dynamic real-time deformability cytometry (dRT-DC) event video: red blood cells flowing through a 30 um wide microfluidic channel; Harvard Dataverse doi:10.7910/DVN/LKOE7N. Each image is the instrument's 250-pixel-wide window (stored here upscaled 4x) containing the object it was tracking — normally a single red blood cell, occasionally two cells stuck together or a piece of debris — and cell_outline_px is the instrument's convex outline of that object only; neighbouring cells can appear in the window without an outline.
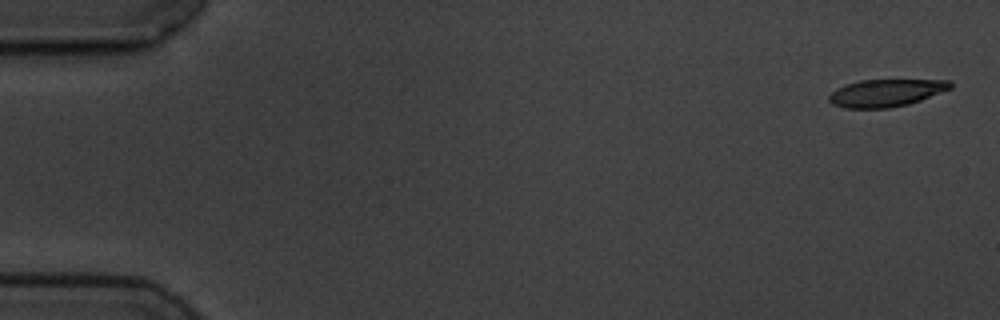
{"species": "common noctule bat (a hibernating species)", "species_latin": "Nyctalus noctula", "temperature_condition": "cold", "stored_images_in_passage": 5, "camera_frame_rate_fps": 3000, "um_per_image_px": 0.085, "animal": {"sex": "male", "body_mass_g": 19.5, "forearm_length_mm": 54.6}, "frame": {"image": 1, "passage_image": 1, "time_ms": 0.0, "image_size_px": [1000, 320], "cell_outline_px": [[952, 88], [920, 100], [908, 104], [888, 108], [844, 108], [832, 104], [828, 100], [828, 96], [836, 88], [844, 84], [860, 80], [952, 80]], "centroid_in_image_um": [75.28, 7.89], "position_along_channel_um": 9.7, "area_um2": 19.42}}
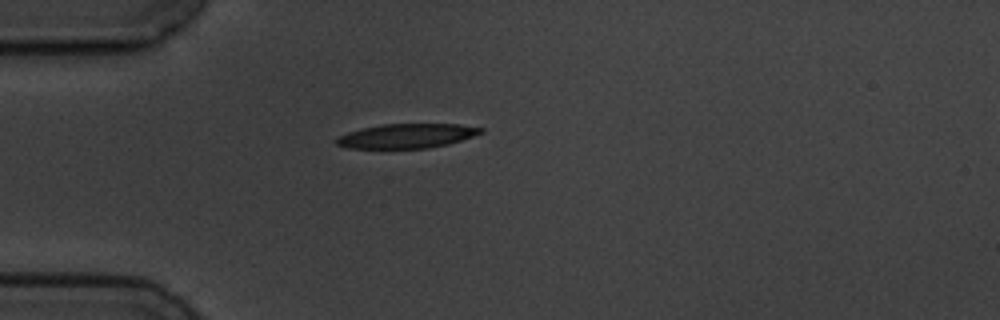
{"frame": {"image": 2, "passage_image": 4, "time_ms": 4.667, "image_size_px": [1000, 320], "cell_outline_px": [[484, 132], [448, 144], [428, 148], [348, 148], [336, 144], [332, 140], [348, 132], [360, 128], [384, 124], [460, 124], [484, 128]], "centroid_in_image_um": [34.55, 11.55], "position_along_channel_um": 50.4, "area_um2": 20.52}}